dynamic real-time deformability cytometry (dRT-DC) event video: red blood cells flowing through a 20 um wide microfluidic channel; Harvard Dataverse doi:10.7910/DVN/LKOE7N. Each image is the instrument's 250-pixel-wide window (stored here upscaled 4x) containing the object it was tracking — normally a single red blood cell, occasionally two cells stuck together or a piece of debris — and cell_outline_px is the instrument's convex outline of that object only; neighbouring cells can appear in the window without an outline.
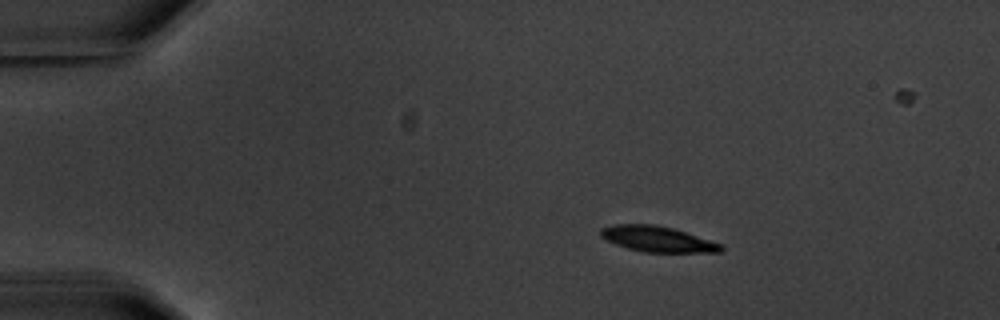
{"species": "common noctule bat (a hibernating species)", "species_latin": "Nyctalus noctula", "temperature_condition": "warm", "stored_images_in_passage": 3, "camera_frame_rate_fps": 3000, "um_per_image_px": 0.085, "animal": {"sex": "male", "body_mass_g": 20.1, "forearm_length_mm": 53.5}, "frame": {"image": 1, "passage_image": 1, "time_ms": 0.0, "image_size_px": [1000, 320], "cell_outline_px": [[724, 248], [720, 252], [644, 252], [628, 248], [616, 244], [600, 236], [600, 228], [616, 224], [656, 224], [672, 228], [720, 244]], "centroid_in_image_um": [55.84, 20.31], "position_along_channel_um": 29.2, "area_um2": 17.63}}